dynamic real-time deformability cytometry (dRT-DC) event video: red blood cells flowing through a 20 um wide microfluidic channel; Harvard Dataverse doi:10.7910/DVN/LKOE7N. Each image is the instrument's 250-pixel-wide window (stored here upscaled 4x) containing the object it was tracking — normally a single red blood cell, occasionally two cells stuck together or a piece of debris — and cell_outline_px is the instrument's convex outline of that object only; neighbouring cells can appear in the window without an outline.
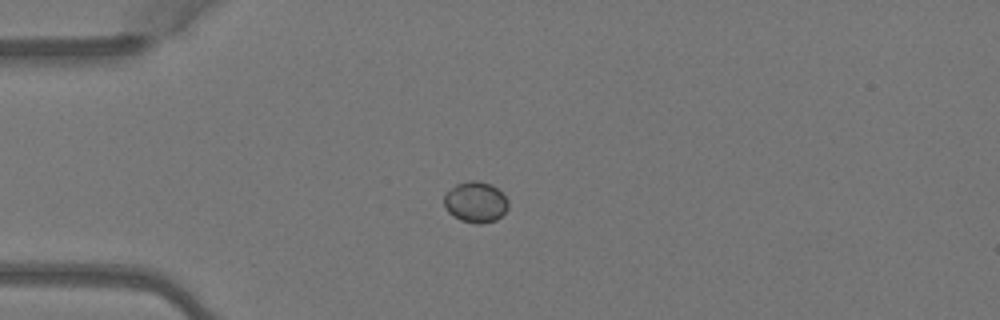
{"species": "Egyptian fruit bat (a non-hibernating species)", "species_latin": "Rousettus aegyptiacus", "temperature_condition": "warm", "stored_images_in_passage": 5, "camera_frame_rate_fps": 3000, "um_per_image_px": 0.085, "animal": {"sex": "female"}, "frame": {"image": 1, "passage_image": 2, "time_ms": 0.333, "image_size_px": [1000, 320], "cell_outline_px": [[508, 208], [496, 220], [480, 224], [476, 224], [460, 220], [452, 216], [448, 212], [444, 204], [444, 196], [456, 184], [468, 180], [476, 180], [492, 184], [508, 200]], "centroid_in_image_um": [40.42, 17.18], "position_along_channel_um": 44.6, "area_um2": 15.26}}
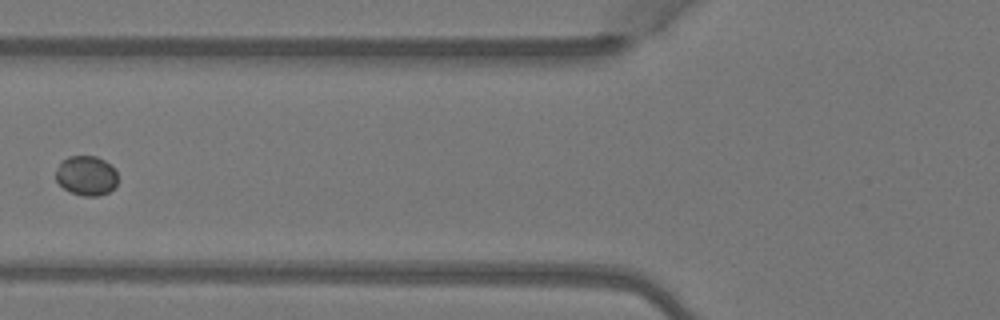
{"frame": {"image": 2, "passage_image": 4, "time_ms": 1.0, "image_size_px": [1000, 320], "cell_outline_px": [[116, 184], [108, 192], [100, 196], [84, 196], [72, 192], [64, 188], [56, 180], [56, 172], [60, 164], [68, 156], [96, 156], [104, 160], [116, 172]], "centroid_in_image_um": [7.33, 14.93], "position_along_channel_um": 118.5, "area_um2": 13.99}}
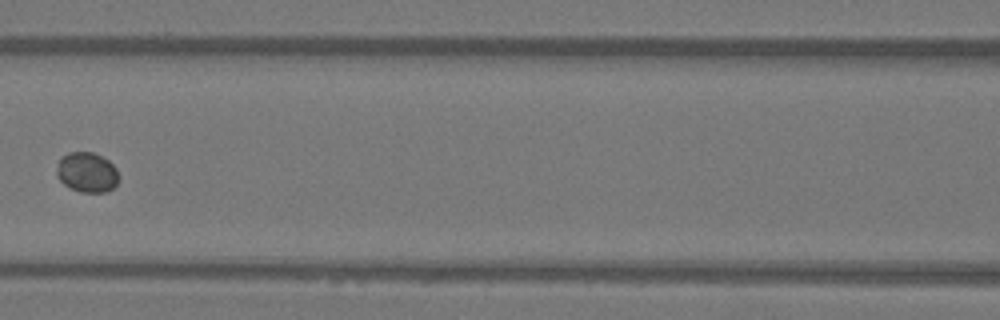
{"frame": {"image": 3, "passage_image": 5, "time_ms": 1.333, "image_size_px": [1000, 320], "cell_outline_px": [[120, 176], [116, 184], [108, 192], [80, 192], [64, 184], [56, 176], [56, 168], [60, 156], [68, 152], [92, 152], [108, 160], [116, 168]], "centroid_in_image_um": [7.38, 14.64], "position_along_channel_um": 159.2, "area_um2": 14.62}}